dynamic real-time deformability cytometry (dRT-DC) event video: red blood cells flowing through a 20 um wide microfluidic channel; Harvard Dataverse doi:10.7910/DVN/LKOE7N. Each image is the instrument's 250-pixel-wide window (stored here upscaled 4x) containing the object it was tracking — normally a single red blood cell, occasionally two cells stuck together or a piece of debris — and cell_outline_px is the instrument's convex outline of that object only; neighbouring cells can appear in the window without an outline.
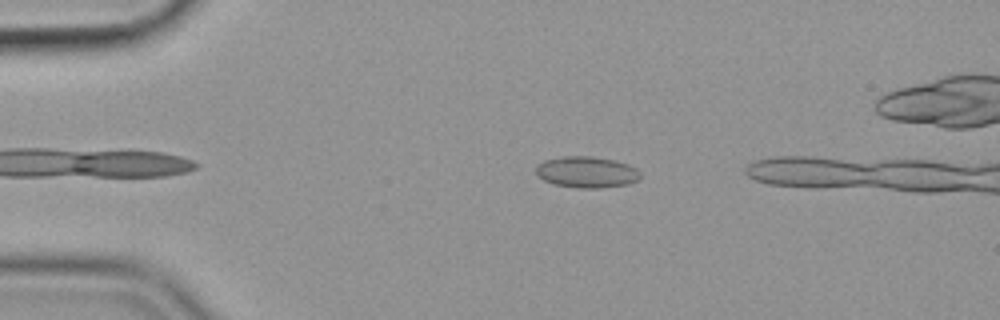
{"species": "common noctule bat (a hibernating species)", "species_latin": "Nyctalus noctula", "temperature_condition": "cold", "stored_images_in_passage": 45, "camera_frame_rate_fps": 3000, "um_per_image_px": 0.085, "animal": {"sex": "female", "body_mass_g": 19.9}, "frame": {"image": 1, "passage_image": 7, "time_ms": 2.0, "image_size_px": [1000, 320], "cell_outline_px": [[640, 176], [636, 180], [628, 184], [596, 188], [580, 188], [556, 184], [544, 180], [536, 172], [536, 164], [544, 160], [564, 156], [592, 156], [616, 160], [628, 164], [636, 168], [640, 172]], "centroid_in_image_um": [49.87, 14.61], "position_along_channel_um": 35.1, "area_um2": 18.9}}
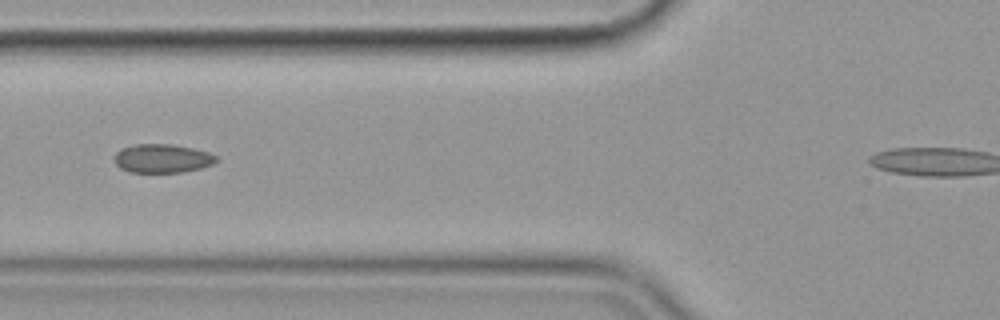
{"frame": {"image": 2, "passage_image": 17, "time_ms": 5.333, "image_size_px": [1000, 320], "cell_outline_px": [[216, 160], [212, 164], [200, 168], [184, 172], [128, 172], [120, 168], [116, 164], [116, 152], [120, 148], [136, 144], [172, 144], [192, 148], [208, 152], [216, 156]], "centroid_in_image_um": [13.77, 13.46], "position_along_channel_um": 112.0, "area_um2": 16.94}}
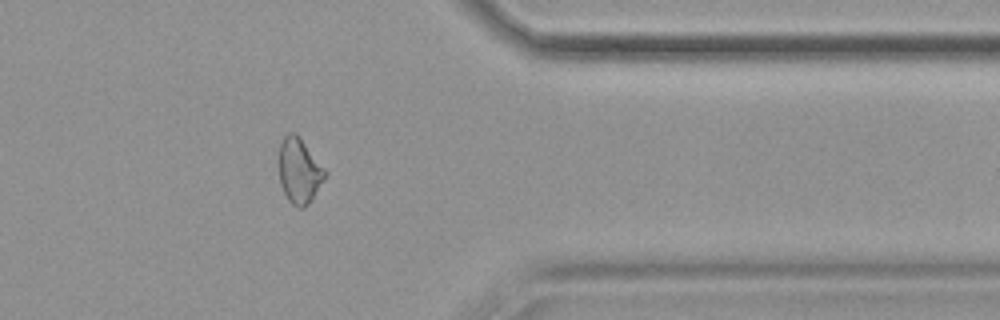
{"frame": {"image": 3, "passage_image": 41, "time_ms": 13.333, "image_size_px": [1000, 320], "cell_outline_px": [[328, 172], [312, 200], [304, 208], [300, 208], [292, 204], [288, 200], [280, 184], [280, 144], [284, 136], [288, 132], [292, 132], [300, 136]], "centroid_in_image_um": [25.46, 14.51], "position_along_channel_um": 385.9, "area_um2": 17.51}}